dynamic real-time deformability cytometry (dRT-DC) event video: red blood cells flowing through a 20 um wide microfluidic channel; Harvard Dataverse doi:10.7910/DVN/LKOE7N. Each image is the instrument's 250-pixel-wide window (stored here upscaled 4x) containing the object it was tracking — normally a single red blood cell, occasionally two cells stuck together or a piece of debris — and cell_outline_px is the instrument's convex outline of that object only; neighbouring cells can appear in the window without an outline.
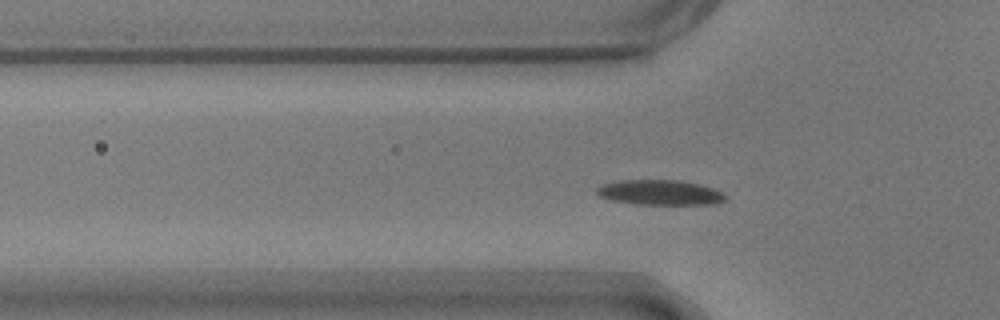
{"species": "common noctule bat (a hibernating species)", "species_latin": "Nyctalus noctula", "temperature_condition": "warm", "stored_images_in_passage": 11, "camera_frame_rate_fps": 3000, "um_per_image_px": 0.085, "animal": {"sex": "male", "body_mass_g": 17.9}, "frame": {"image": 1, "passage_image": 6, "time_ms": 1.667, "image_size_px": [1000, 320], "cell_outline_px": [[728, 196], [724, 200], [716, 204], [636, 204], [612, 200], [600, 196], [596, 192], [596, 188], [604, 184], [624, 180], [676, 180], [696, 184], [712, 188]], "centroid_in_image_um": [56.09, 16.37], "position_along_channel_um": 69.7, "area_um2": 18.44}}
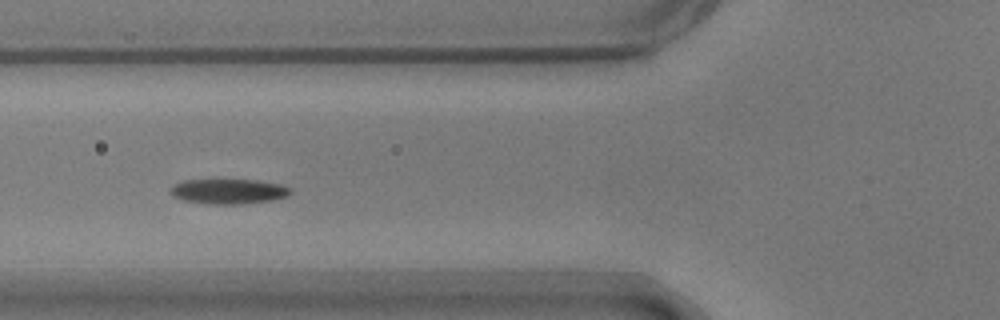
{"frame": {"image": 2, "passage_image": 9, "time_ms": 2.667, "image_size_px": [1000, 320], "cell_outline_px": [[292, 192], [288, 196], [272, 200], [244, 204], [216, 204], [184, 200], [172, 196], [168, 192], [168, 188], [172, 184], [184, 180], [256, 180], [280, 184], [292, 188]], "centroid_in_image_um": [19.41, 16.26], "position_along_channel_um": 106.4, "area_um2": 17.63}}